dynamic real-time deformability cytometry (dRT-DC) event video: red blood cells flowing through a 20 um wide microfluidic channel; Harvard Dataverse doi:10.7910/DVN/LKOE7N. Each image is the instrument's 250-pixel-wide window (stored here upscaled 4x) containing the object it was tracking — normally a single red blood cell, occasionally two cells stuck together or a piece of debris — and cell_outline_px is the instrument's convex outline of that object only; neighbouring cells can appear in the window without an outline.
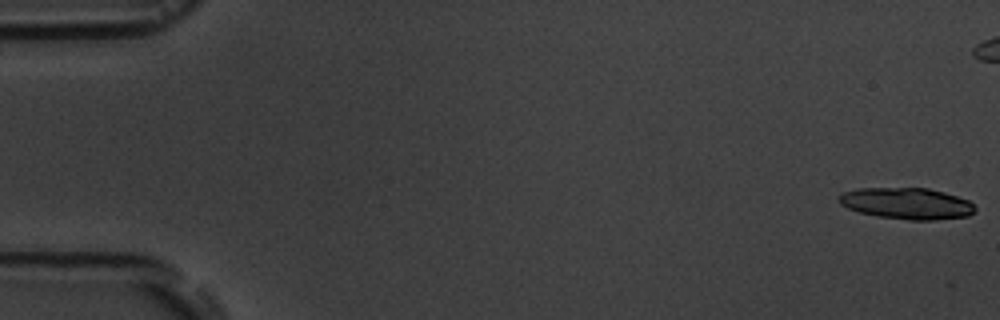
{"species": "common noctule bat (a hibernating species)", "species_latin": "Nyctalus noctula", "temperature_condition": "room temperature", "stored_images_in_passage": 6, "camera_frame_rate_fps": 3000, "um_per_image_px": 0.085, "animal": {"sex": "male", "body_mass_g": 19.5, "forearm_length_mm": 54.6}, "frame": {"image": 1, "passage_image": 1, "time_ms": 0.0, "image_size_px": [1000, 320], "cell_outline_px": [[976, 208], [968, 216], [936, 220], [908, 220], [876, 216], [860, 212], [848, 208], [840, 204], [840, 192], [856, 188], [928, 188], [944, 192], [968, 200]], "centroid_in_image_um": [77.05, 17.29], "position_along_channel_um": 7.9, "area_um2": 24.91}}